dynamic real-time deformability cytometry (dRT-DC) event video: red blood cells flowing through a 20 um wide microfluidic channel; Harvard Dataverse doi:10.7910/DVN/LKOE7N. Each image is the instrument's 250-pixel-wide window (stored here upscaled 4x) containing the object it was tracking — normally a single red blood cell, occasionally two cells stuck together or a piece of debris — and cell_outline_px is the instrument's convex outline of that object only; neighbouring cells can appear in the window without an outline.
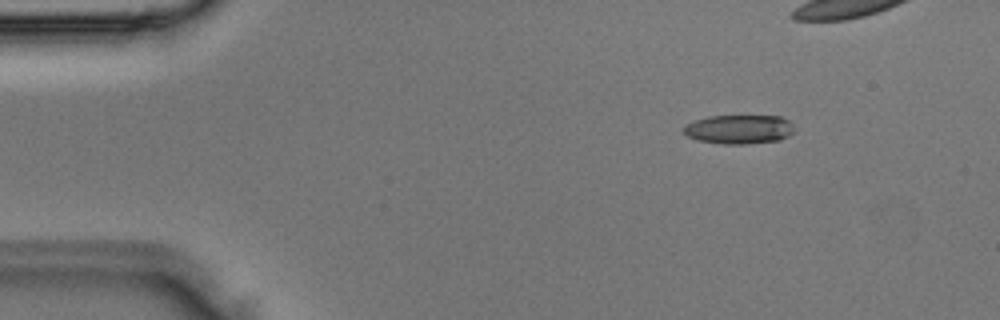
{"species": "Egyptian fruit bat (a non-hibernating species)", "species_latin": "Rousettus aegyptiacus", "temperature_condition": "room temperature", "stored_images_in_passage": 3, "camera_frame_rate_fps": 3000, "um_per_image_px": 0.085, "animal": {"sex": "male"}, "frame": {"image": 1, "passage_image": 3, "time_ms": 0.667, "image_size_px": [1000, 320], "cell_outline_px": [[796, 132], [780, 140], [744, 144], [724, 144], [696, 140], [688, 136], [684, 132], [684, 128], [688, 124], [696, 120], [708, 116], [780, 116], [788, 120], [796, 128]], "centroid_in_image_um": [62.88, 10.99], "position_along_channel_um": 22.1, "area_um2": 18.79}}